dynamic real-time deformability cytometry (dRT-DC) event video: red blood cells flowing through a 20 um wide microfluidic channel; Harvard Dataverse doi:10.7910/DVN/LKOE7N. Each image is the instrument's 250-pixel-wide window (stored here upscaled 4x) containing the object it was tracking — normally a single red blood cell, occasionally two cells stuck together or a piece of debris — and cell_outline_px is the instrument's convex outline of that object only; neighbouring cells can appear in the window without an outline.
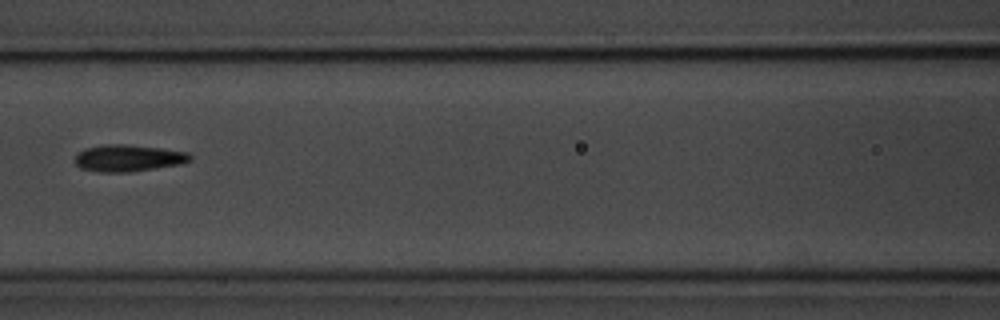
{"species": "common noctule bat (a hibernating species)", "species_latin": "Nyctalus noctula", "temperature_condition": "room temperature", "stored_images_in_passage": 9, "camera_frame_rate_fps": 3000, "um_per_image_px": 0.085, "animal": {"sex": "male", "body_mass_g": 20.1, "forearm_length_mm": 53.5}, "frame": {"image": 1, "passage_image": 9, "time_ms": 9.0, "image_size_px": [1000, 320], "cell_outline_px": [[192, 160], [180, 164], [128, 172], [100, 172], [80, 168], [76, 164], [76, 152], [84, 148], [104, 144], [128, 144], [160, 148], [188, 152], [192, 156]], "centroid_in_image_um": [10.88, 13.42], "position_along_channel_um": 155.7, "area_um2": 18.03}}